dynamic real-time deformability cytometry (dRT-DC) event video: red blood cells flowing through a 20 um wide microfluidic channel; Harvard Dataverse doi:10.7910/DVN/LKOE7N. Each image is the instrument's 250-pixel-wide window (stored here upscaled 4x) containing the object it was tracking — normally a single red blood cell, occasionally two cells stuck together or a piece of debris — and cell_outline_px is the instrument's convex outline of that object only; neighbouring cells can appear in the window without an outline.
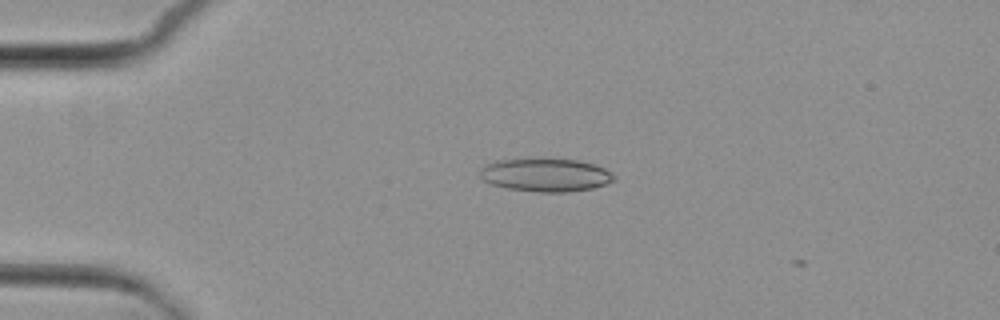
{"species": "common noctule bat (a hibernating species)", "species_latin": "Nyctalus noctula", "temperature_condition": "cold", "stored_images_in_passage": 2, "camera_frame_rate_fps": 3000, "um_per_image_px": 0.085, "animal": {"sex": "female", "body_mass_g": 29.2, "forearm_length_mm": 56.3}, "frame": {"image": 1, "passage_image": 1, "time_ms": 0.0, "image_size_px": [1000, 320], "cell_outline_px": [[616, 180], [592, 188], [568, 192], [540, 192], [504, 188], [492, 184], [484, 180], [480, 176], [480, 168], [496, 160], [580, 160], [596, 164], [612, 172], [616, 176]], "centroid_in_image_um": [46.42, 14.89], "position_along_channel_um": 38.6, "area_um2": 25.66}}